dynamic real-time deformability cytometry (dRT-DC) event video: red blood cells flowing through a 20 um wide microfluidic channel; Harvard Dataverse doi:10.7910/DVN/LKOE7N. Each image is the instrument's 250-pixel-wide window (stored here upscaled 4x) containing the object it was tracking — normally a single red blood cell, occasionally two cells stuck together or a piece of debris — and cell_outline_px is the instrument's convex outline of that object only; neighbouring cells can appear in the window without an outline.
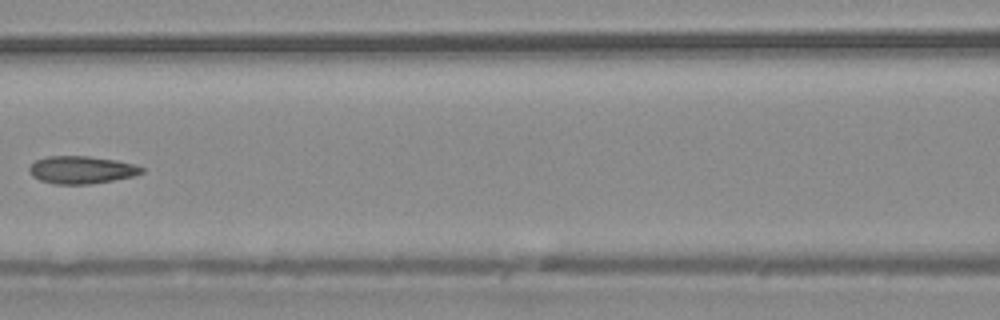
{"species": "common noctule bat (a hibernating species)", "species_latin": "Nyctalus noctula", "temperature_condition": "warm", "stored_images_in_passage": 8, "camera_frame_rate_fps": 3000, "um_per_image_px": 0.085, "animal": {"sex": "male", "body_mass_g": 20.4}, "frame": {"image": 1, "passage_image": 7, "time_ms": 2.0, "image_size_px": [1000, 320], "cell_outline_px": [[144, 172], [132, 176], [92, 184], [56, 184], [40, 180], [32, 176], [28, 168], [36, 160], [48, 156], [88, 156], [116, 160], [136, 164], [144, 168]], "centroid_in_image_um": [6.94, 14.43], "position_along_channel_um": 159.7, "area_um2": 18.03}}
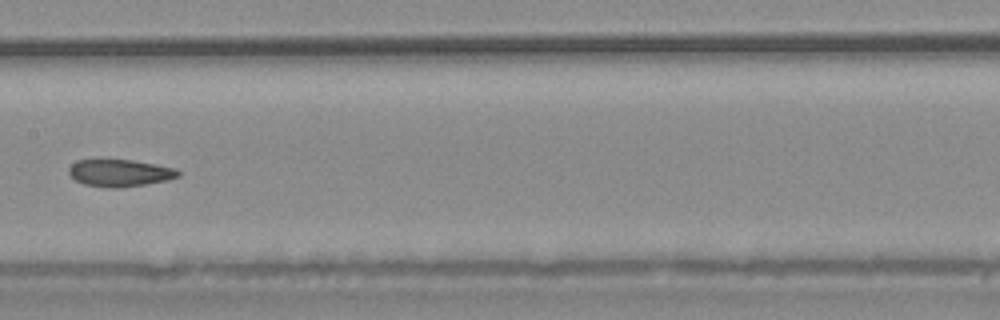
{"frame": {"image": 2, "passage_image": 8, "time_ms": 2.333, "image_size_px": [1000, 320], "cell_outline_px": [[180, 176], [168, 180], [120, 188], [108, 188], [84, 184], [76, 180], [68, 172], [68, 168], [76, 160], [132, 160], [156, 164], [176, 168], [180, 172]], "centroid_in_image_um": [10.2, 14.7], "position_along_channel_um": 197.2, "area_um2": 17.28}}